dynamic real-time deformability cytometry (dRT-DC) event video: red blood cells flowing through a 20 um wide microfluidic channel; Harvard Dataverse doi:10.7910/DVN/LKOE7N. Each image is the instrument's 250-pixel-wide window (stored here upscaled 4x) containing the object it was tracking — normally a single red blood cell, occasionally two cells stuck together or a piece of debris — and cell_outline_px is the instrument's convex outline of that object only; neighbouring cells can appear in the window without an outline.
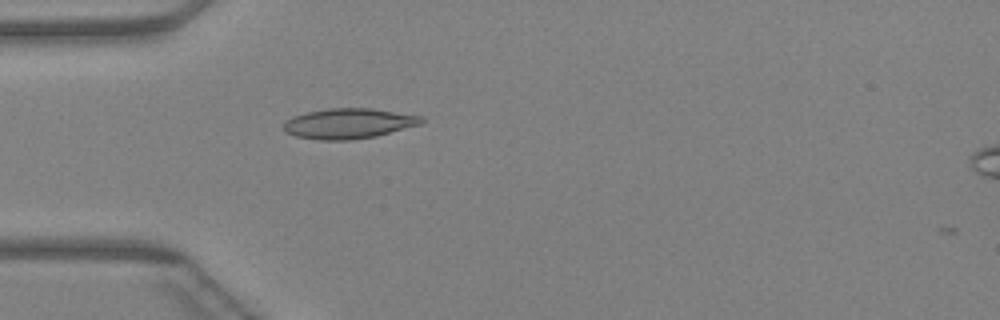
{"species": "Egyptian fruit bat (a non-hibernating species)", "species_latin": "Rousettus aegyptiacus", "temperature_condition": "warm", "stored_images_in_passage": 33, "camera_frame_rate_fps": 3000, "um_per_image_px": 0.085, "animal": {"sex": "female"}, "frame": {"image": 1, "passage_image": 1, "time_ms": 0.0, "image_size_px": [1000, 320], "cell_outline_px": [[424, 120], [420, 124], [376, 136], [352, 140], [320, 140], [296, 136], [284, 132], [284, 120], [292, 116], [304, 112], [328, 108], [372, 108], [424, 116]], "centroid_in_image_um": [29.6, 10.49], "position_along_channel_um": 55.4, "area_um2": 24.51}}
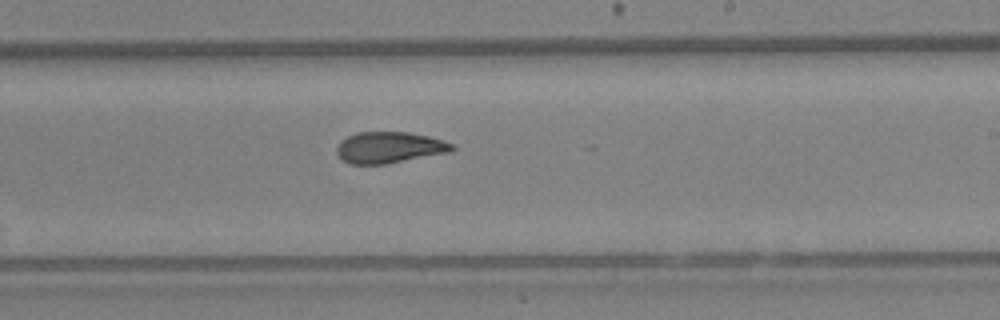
{"frame": {"image": 2, "passage_image": 15, "time_ms": 4.667, "image_size_px": [1000, 320], "cell_outline_px": [[456, 148], [448, 152], [384, 164], [348, 164], [336, 152], [336, 148], [340, 140], [356, 132], [408, 132], [428, 136], [452, 144]], "centroid_in_image_um": [33.04, 12.53], "position_along_channel_um": 256.0, "area_um2": 20.75}}
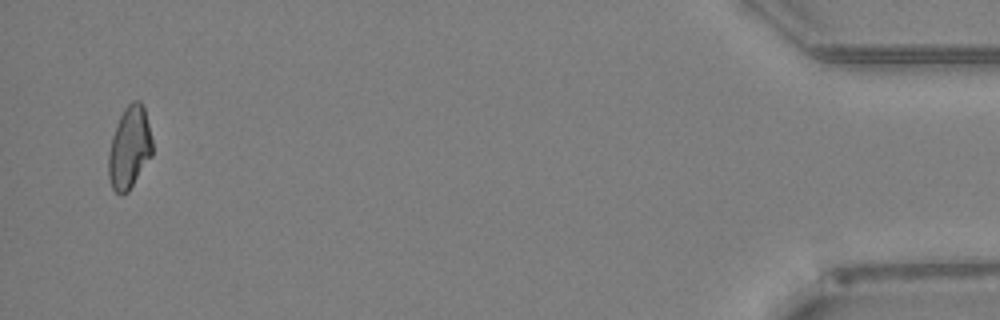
{"frame": {"image": 3, "passage_image": 32, "time_ms": 10.333, "image_size_px": [1000, 320], "cell_outline_px": [[152, 156], [128, 192], [120, 196], [112, 188], [108, 176], [108, 152], [112, 136], [116, 124], [124, 108], [132, 100], [140, 100], [144, 104], [152, 140]], "centroid_in_image_um": [11.0, 12.54], "position_along_channel_um": 424.2, "area_um2": 21.33}}